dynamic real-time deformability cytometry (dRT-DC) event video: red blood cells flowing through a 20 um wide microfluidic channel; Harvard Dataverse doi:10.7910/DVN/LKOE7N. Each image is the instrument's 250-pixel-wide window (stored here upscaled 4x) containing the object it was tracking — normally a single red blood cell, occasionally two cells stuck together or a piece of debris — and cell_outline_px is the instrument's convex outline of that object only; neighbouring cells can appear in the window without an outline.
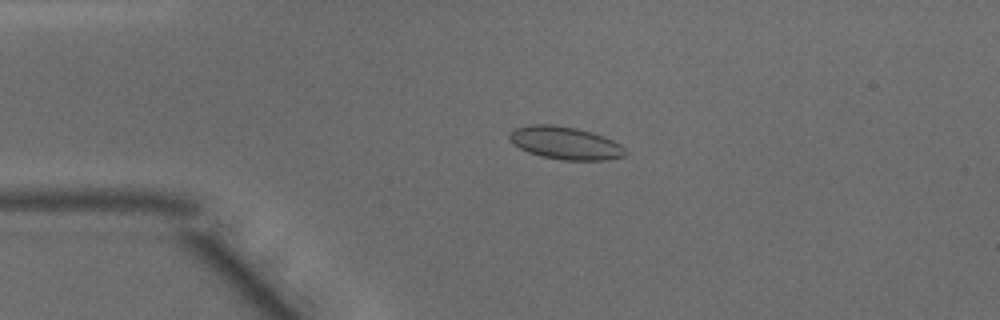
{"species": "common noctule bat (a hibernating species)", "species_latin": "Nyctalus noctula", "temperature_condition": "warm", "stored_images_in_passage": 45, "camera_frame_rate_fps": 3000, "um_per_image_px": 0.085, "animal": {"sex": "male", "body_mass_g": 15.6}, "frame": {"image": 1, "passage_image": 7, "time_ms": 2.0, "image_size_px": [1000, 320], "cell_outline_px": [[624, 156], [608, 160], [560, 160], [540, 156], [528, 152], [520, 148], [508, 140], [508, 132], [516, 128], [532, 124], [552, 124], [576, 128], [592, 132], [604, 136], [620, 144], [624, 148]], "centroid_in_image_um": [48.01, 12.15], "position_along_channel_um": 37.0, "area_um2": 22.2}}
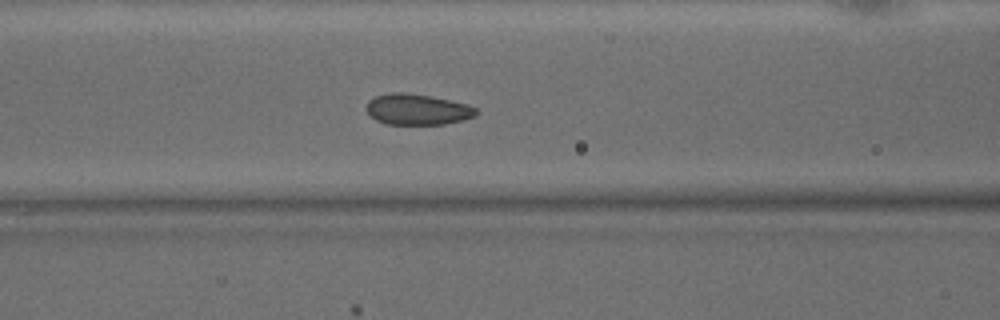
{"frame": {"image": 2, "passage_image": 16, "time_ms": 5.0, "image_size_px": [1000, 320], "cell_outline_px": [[480, 112], [476, 116], [464, 120], [444, 124], [388, 124], [376, 120], [368, 112], [368, 100], [376, 96], [392, 92], [400, 92], [432, 96], [468, 104], [476, 108]], "centroid_in_image_um": [35.54, 9.3], "position_along_channel_um": 131.1, "area_um2": 19.71}}
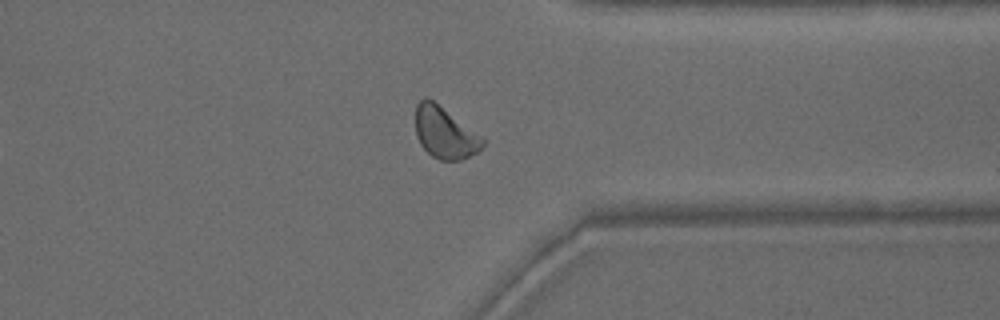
{"frame": {"image": 3, "passage_image": 34, "time_ms": 11.0, "image_size_px": [1000, 320], "cell_outline_px": [[484, 144], [476, 152], [460, 160], [440, 160], [432, 156], [420, 144], [416, 136], [416, 104], [424, 96], [432, 100], [484, 140]], "centroid_in_image_um": [37.74, 11.3], "position_along_channel_um": 373.7, "area_um2": 19.36}, "authors_computed_cell_mechanics": {"area_um2": 20.1722, "velocity_mm_per_s": 4.1097, "shape_relaxation_time_tau1_ms": 4.6816, "shape_relaxation_time_tau2_ms": 1.6128, "deformation_change_tau1": 0.0832, "deformation_change_tau2": 0.0553}}